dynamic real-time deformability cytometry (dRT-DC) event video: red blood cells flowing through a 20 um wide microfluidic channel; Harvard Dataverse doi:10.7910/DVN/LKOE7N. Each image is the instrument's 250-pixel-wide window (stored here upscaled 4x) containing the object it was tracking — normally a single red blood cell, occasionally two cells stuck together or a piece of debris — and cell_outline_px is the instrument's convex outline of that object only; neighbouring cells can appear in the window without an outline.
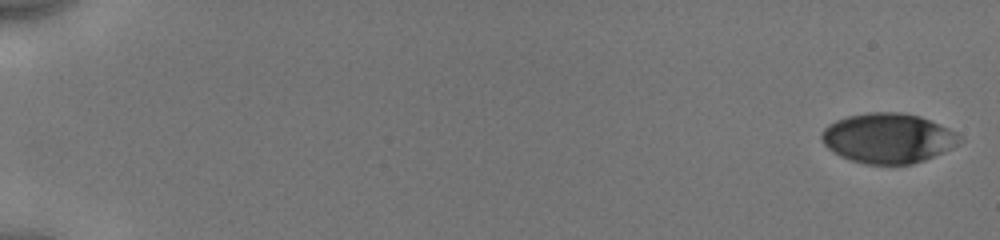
{"species": "human", "species_latin": "Homo sapiens", "temperature_condition": "cold", "stored_images_in_passage": 9, "camera_frame_rate_fps": 3000, "um_per_image_px": 0.085, "donor": {"sex": "male"}, "frame": {"image": 1, "passage_image": 1, "time_ms": 0.0, "image_size_px": [1000, 240], "cell_outline_px": [[964, 140], [952, 148], [924, 160], [912, 164], [864, 164], [840, 156], [828, 148], [820, 140], [820, 132], [828, 124], [836, 120], [848, 116], [868, 112], [900, 112], [920, 116], [948, 128], [956, 132]], "centroid_in_image_um": [75.47, 11.74], "position_along_channel_um": 9.5, "area_um2": 40.23}}
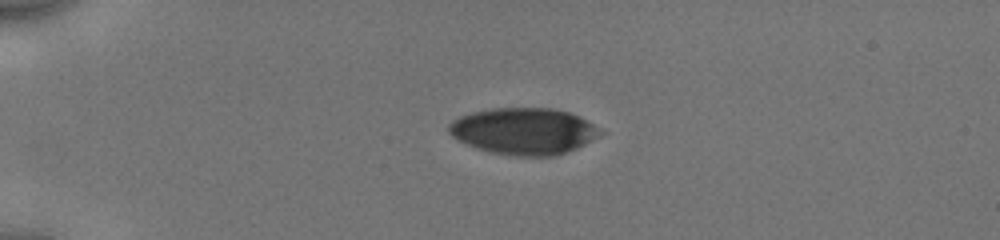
{"frame": {"image": 2, "passage_image": 6, "time_ms": 4.333, "image_size_px": [1000, 240], "cell_outline_px": [[608, 132], [576, 148], [552, 156], [512, 156], [492, 152], [476, 148], [452, 136], [448, 132], [448, 124], [452, 120], [460, 116], [472, 112], [492, 108], [552, 108], [568, 112], [580, 116]], "centroid_in_image_um": [44.55, 11.14], "position_along_channel_um": 40.4, "area_um2": 41.27}}
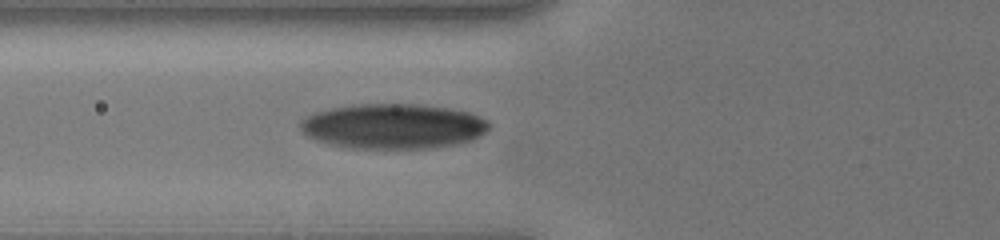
{"frame": {"image": 3, "passage_image": 9, "time_ms": 7.0, "image_size_px": [1000, 240], "cell_outline_px": [[488, 128], [480, 136], [472, 140], [456, 144], [428, 148], [352, 148], [328, 144], [316, 140], [308, 136], [300, 128], [300, 124], [308, 116], [316, 112], [332, 108], [360, 104], [412, 104], [448, 108], [468, 112], [488, 120]], "centroid_in_image_um": [33.43, 10.74], "position_along_channel_um": 92.4, "area_um2": 49.07}}